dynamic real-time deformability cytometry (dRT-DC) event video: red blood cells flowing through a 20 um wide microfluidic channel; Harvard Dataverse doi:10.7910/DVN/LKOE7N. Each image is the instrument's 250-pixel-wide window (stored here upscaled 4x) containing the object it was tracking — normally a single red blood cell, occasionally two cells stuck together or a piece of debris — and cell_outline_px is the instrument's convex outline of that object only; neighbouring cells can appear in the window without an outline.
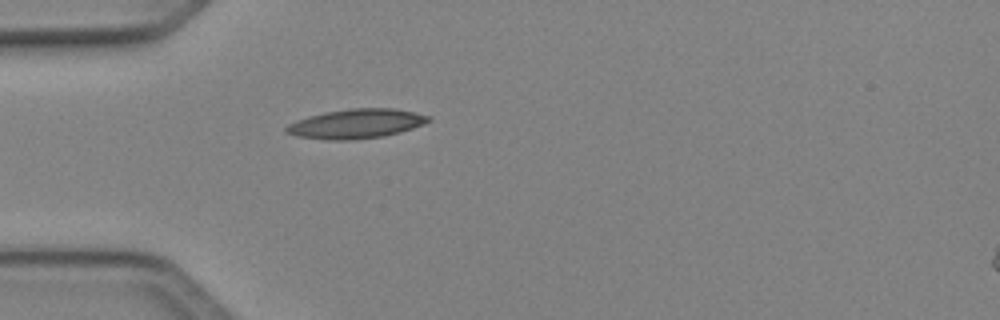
{"species": "Egyptian fruit bat (a non-hibernating species)", "species_latin": "Rousettus aegyptiacus", "temperature_condition": "cold", "stored_images_in_passage": 36, "camera_frame_rate_fps": 3000, "um_per_image_px": 0.085, "animal": {"sex": "female"}, "frame": {"image": 1, "passage_image": 1, "time_ms": 0.0, "image_size_px": [1000, 320], "cell_outline_px": [[432, 120], [424, 124], [400, 132], [384, 136], [352, 140], [324, 140], [296, 136], [284, 132], [284, 128], [288, 124], [296, 120], [308, 116], [324, 112], [352, 108], [396, 108], [432, 116]], "centroid_in_image_um": [30.27, 10.52], "position_along_channel_um": 54.7, "area_um2": 24.68}}
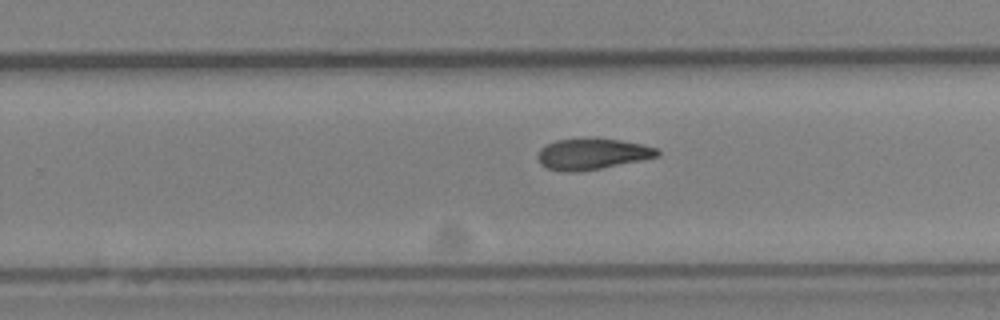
{"frame": {"image": 2, "passage_image": 18, "time_ms": 5.667, "image_size_px": [1000, 320], "cell_outline_px": [[660, 156], [600, 168], [576, 172], [564, 172], [548, 168], [540, 164], [536, 156], [540, 148], [556, 140], [620, 140], [640, 144], [656, 148], [660, 152]], "centroid_in_image_um": [50.3, 13.12], "position_along_channel_um": 279.5, "area_um2": 20.98}}
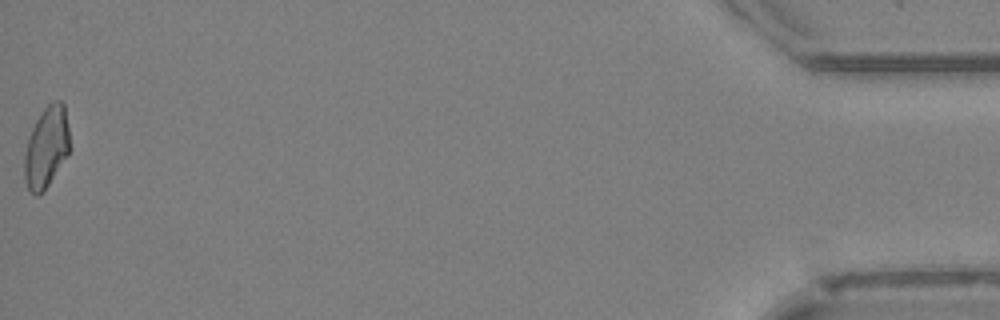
{"frame": {"image": 3, "passage_image": 36, "time_ms": 11.667, "image_size_px": [1000, 320], "cell_outline_px": [[72, 148], [68, 156], [44, 192], [36, 196], [28, 192], [24, 176], [24, 156], [28, 136], [36, 120], [44, 108], [52, 100], [60, 100], [64, 104]], "centroid_in_image_um": [3.96, 12.55], "position_along_channel_um": 431.2, "area_um2": 22.08}}